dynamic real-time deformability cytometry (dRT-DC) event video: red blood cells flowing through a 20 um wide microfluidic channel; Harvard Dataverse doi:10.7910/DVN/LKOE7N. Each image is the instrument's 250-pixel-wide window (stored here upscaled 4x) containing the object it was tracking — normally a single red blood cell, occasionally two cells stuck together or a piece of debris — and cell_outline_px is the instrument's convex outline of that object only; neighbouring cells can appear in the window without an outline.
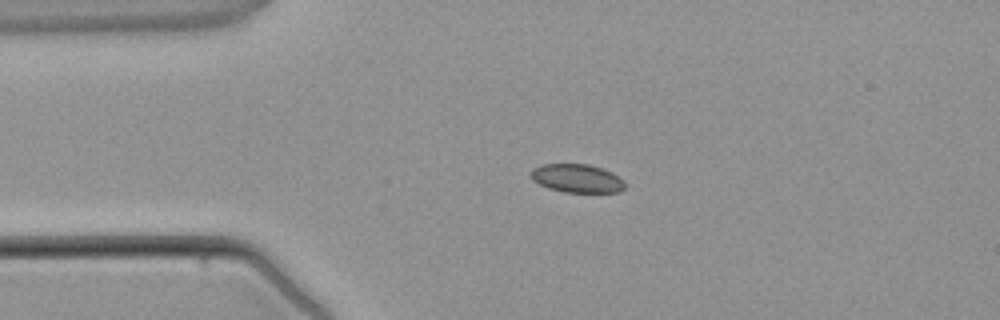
{"species": "common noctule bat (a hibernating species)", "species_latin": "Nyctalus noctula", "temperature_condition": "warm", "stored_images_in_passage": 2, "camera_frame_rate_fps": 3000, "um_per_image_px": 0.085, "animal": {"sex": "male", "body_mass_g": 21.5, "forearm_length_mm": 52.0}, "frame": {"image": 1, "passage_image": 1, "time_ms": 0.0, "image_size_px": [1000, 320], "cell_outline_px": [[624, 188], [620, 192], [564, 192], [548, 188], [532, 180], [528, 172], [532, 168], [540, 164], [588, 164], [612, 172], [624, 180]], "centroid_in_image_um": [49.0, 15.15], "position_along_channel_um": 36.0, "area_um2": 15.72}}
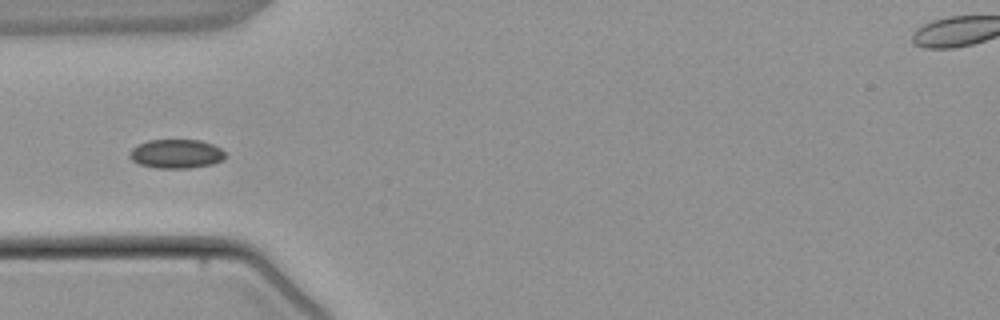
{"frame": {"image": 2, "passage_image": 2, "time_ms": 1.333, "image_size_px": [1000, 320], "cell_outline_px": [[224, 160], [212, 164], [188, 168], [156, 168], [140, 164], [132, 160], [128, 156], [128, 152], [132, 148], [148, 140], [200, 140], [212, 144], [220, 148], [224, 152]], "centroid_in_image_um": [14.96, 13.07], "position_along_channel_um": 70.0, "area_um2": 16.13}}